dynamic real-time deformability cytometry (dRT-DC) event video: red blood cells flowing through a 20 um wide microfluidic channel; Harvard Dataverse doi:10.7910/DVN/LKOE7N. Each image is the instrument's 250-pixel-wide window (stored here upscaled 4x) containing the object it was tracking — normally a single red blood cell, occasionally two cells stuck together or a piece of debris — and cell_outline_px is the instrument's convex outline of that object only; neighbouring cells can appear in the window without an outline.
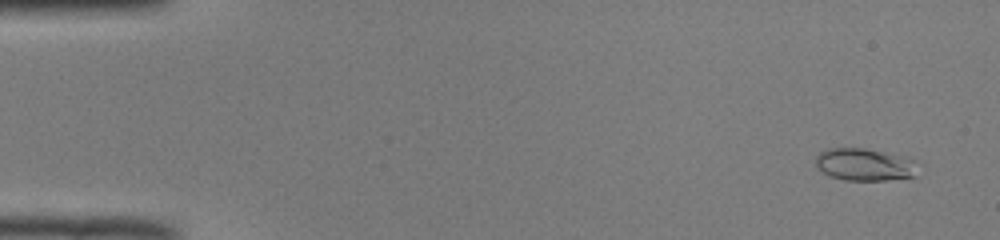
{"species": "common noctule bat (a hibernating species)", "species_latin": "Nyctalus noctula", "temperature_condition": "room temperature", "stored_images_in_passage": 51, "camera_frame_rate_fps": 3000, "um_per_image_px": 0.085, "animal": {"sex": "male", "body_mass_g": 19.0, "forearm_length_mm": 50.8}, "frame": {"image": 1, "passage_image": 3, "time_ms": 0.667, "image_size_px": [1000, 240], "cell_outline_px": [[912, 176], [888, 180], [844, 180], [828, 176], [816, 168], [816, 156], [820, 152], [828, 148], [864, 148], [908, 156], [912, 160]], "centroid_in_image_um": [73.37, 13.97], "position_along_channel_um": 11.6, "area_um2": 19.07}}
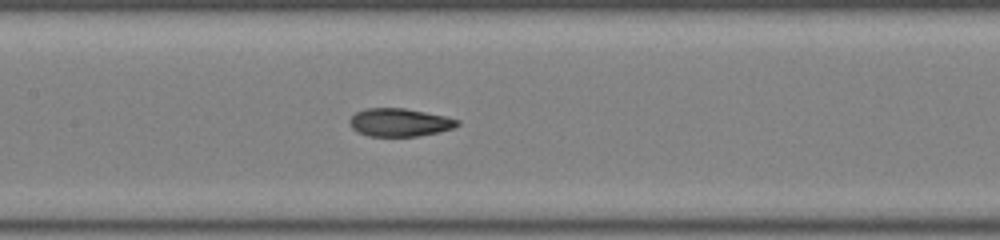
{"frame": {"image": 2, "passage_image": 25, "time_ms": 8.0, "image_size_px": [1000, 240], "cell_outline_px": [[460, 124], [452, 128], [440, 132], [416, 136], [368, 136], [356, 132], [352, 128], [348, 120], [356, 112], [364, 108], [404, 108], [444, 116], [460, 120]], "centroid_in_image_um": [33.93, 10.41], "position_along_channel_um": 173.5, "area_um2": 17.63}}
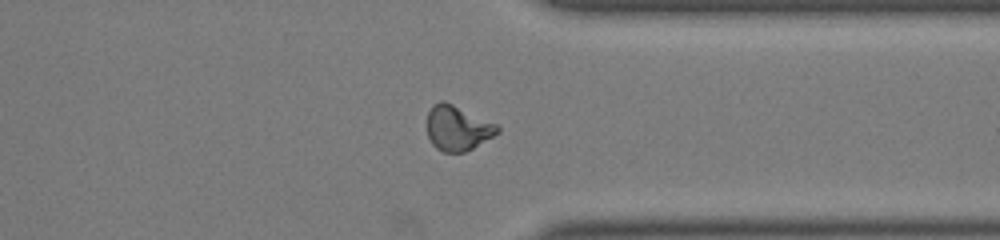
{"frame": {"image": 3, "passage_image": 40, "time_ms": 13.0, "image_size_px": [1000, 240], "cell_outline_px": [[500, 132], [472, 148], [464, 152], [444, 152], [436, 148], [432, 144], [428, 136], [428, 112], [432, 104], [440, 100], [444, 100], [496, 124], [500, 128]], "centroid_in_image_um": [38.87, 10.88], "position_along_channel_um": 372.5, "area_um2": 18.26}, "authors_computed_cell_mechanics": {"area_um2": 17.8602, "velocity_mm_per_s": 4.0109, "shape_relaxation_time_tau1_ms": 6.8693, "shape_relaxation_time_tau2_ms": 1.5623, "deformation_change_tau1": 0.1832, "deformation_change_tau2": 0.0627}}